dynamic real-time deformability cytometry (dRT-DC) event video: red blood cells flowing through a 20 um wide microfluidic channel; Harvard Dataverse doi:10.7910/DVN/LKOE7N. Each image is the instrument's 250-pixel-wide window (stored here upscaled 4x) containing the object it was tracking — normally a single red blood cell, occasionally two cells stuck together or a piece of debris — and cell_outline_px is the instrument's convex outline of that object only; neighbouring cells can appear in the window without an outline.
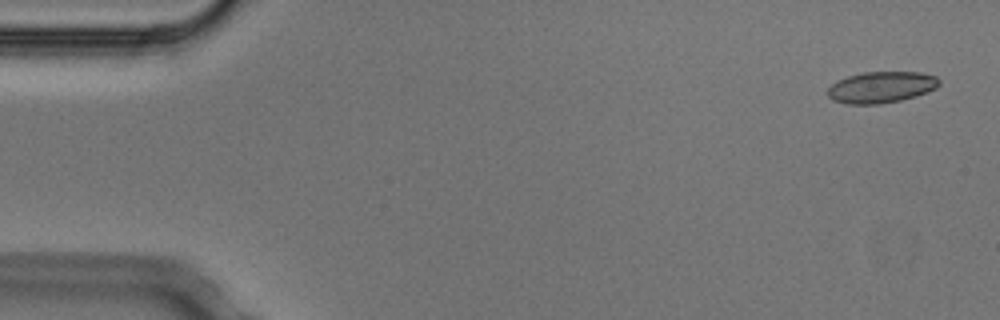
{"species": "Egyptian fruit bat (a non-hibernating species)", "species_latin": "Rousettus aegyptiacus", "temperature_condition": "cold", "stored_images_in_passage": 7, "camera_frame_rate_fps": 3000, "um_per_image_px": 0.085, "animal": {"sex": "male"}, "frame": {"image": 1, "passage_image": 1, "time_ms": 0.0, "image_size_px": [1000, 320], "cell_outline_px": [[940, 84], [936, 88], [916, 96], [900, 100], [880, 104], [848, 104], [832, 100], [828, 96], [828, 88], [832, 84], [848, 76], [864, 72], [920, 72], [936, 76], [940, 80]], "centroid_in_image_um": [74.92, 7.41], "position_along_channel_um": 10.1, "area_um2": 20.29}}
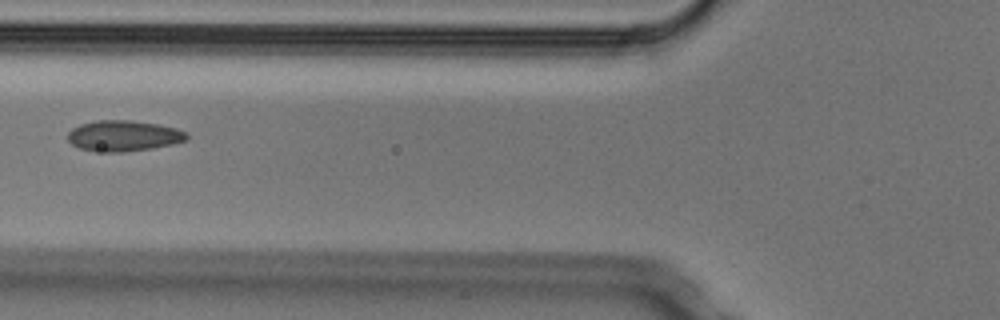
{"frame": {"image": 2, "passage_image": 6, "time_ms": 1.667, "image_size_px": [1000, 320], "cell_outline_px": [[188, 140], [172, 144], [152, 148], [124, 152], [108, 152], [80, 148], [72, 144], [68, 140], [68, 132], [72, 128], [80, 124], [96, 120], [128, 120], [156, 124], [176, 128], [188, 132]], "centroid_in_image_um": [10.52, 11.54], "position_along_channel_um": 115.3, "area_um2": 21.27}}
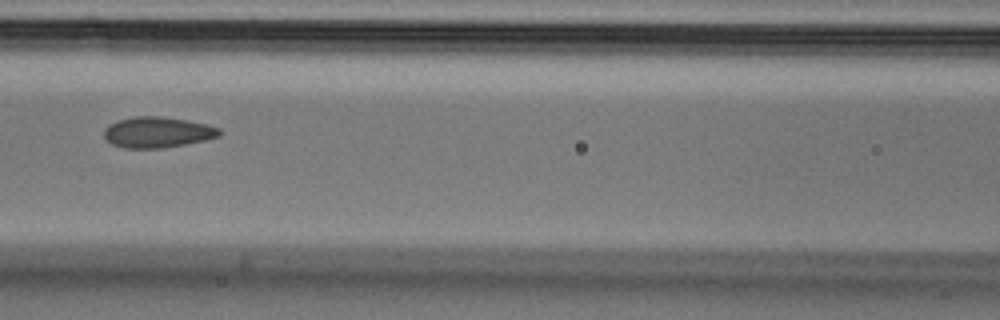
{"frame": {"image": 3, "passage_image": 7, "time_ms": 2.0, "image_size_px": [1000, 320], "cell_outline_px": [[220, 136], [204, 140], [164, 148], [124, 148], [112, 144], [104, 136], [104, 128], [108, 124], [120, 120], [136, 116], [160, 116], [188, 120], [208, 124], [220, 128]], "centroid_in_image_um": [13.39, 11.24], "position_along_channel_um": 153.2, "area_um2": 20.69}}